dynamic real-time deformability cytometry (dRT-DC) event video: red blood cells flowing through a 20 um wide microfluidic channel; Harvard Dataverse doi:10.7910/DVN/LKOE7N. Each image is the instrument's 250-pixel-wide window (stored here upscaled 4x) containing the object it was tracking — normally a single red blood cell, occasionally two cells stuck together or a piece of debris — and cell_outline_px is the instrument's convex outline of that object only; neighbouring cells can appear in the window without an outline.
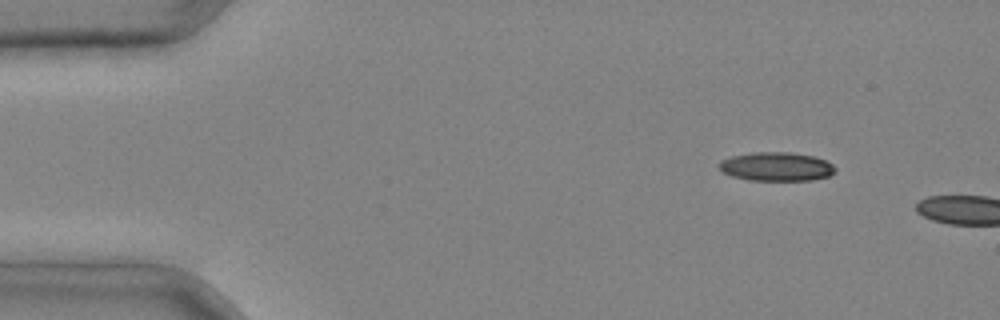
{"species": "common noctule bat (a hibernating species)", "species_latin": "Nyctalus noctula", "temperature_condition": "cold", "stored_images_in_passage": 2, "camera_frame_rate_fps": 3000, "um_per_image_px": 0.085, "animal": {"sex": "male", "body_mass_g": 20.4}, "frame": {"image": 1, "passage_image": 1, "time_ms": 0.0, "image_size_px": [1000, 320], "cell_outline_px": [[836, 172], [828, 176], [812, 180], [748, 180], [732, 176], [724, 172], [720, 168], [720, 160], [732, 156], [752, 152], [788, 152], [816, 156], [832, 164], [836, 168]], "centroid_in_image_um": [66.02, 14.15], "position_along_channel_um": 19.0, "area_um2": 19.48}}